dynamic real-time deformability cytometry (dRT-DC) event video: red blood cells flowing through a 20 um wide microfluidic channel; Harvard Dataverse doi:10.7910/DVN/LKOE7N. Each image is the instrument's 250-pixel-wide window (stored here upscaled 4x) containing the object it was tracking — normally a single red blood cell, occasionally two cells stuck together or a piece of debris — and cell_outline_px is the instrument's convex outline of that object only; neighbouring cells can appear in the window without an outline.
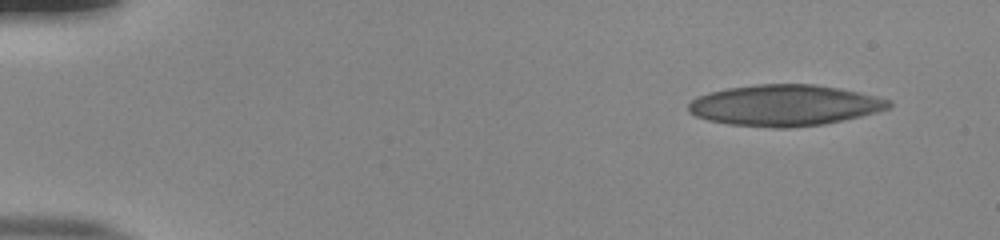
{"species": "human", "species_latin": "Homo sapiens", "temperature_condition": "room temperature", "stored_images_in_passage": 49, "camera_frame_rate_fps": 3000, "um_per_image_px": 0.085, "donor": {"sex": "male"}, "frame": {"image": 1, "passage_image": 1, "time_ms": 0.0, "image_size_px": [1000, 240], "cell_outline_px": [[892, 104], [888, 108], [876, 112], [860, 116], [824, 124], [788, 128], [772, 128], [728, 124], [708, 120], [696, 116], [688, 112], [688, 104], [696, 96], [708, 92], [728, 88], [756, 84], [816, 84], [840, 88], [860, 92], [892, 100]], "centroid_in_image_um": [66.67, 8.95], "position_along_channel_um": 18.3, "area_um2": 48.21}}
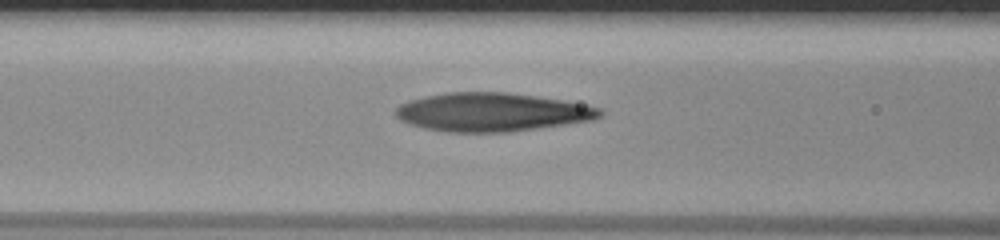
{"frame": {"image": 2, "passage_image": 19, "time_ms": 6.0, "image_size_px": [1000, 240], "cell_outline_px": [[604, 112], [600, 116], [592, 120], [508, 132], [448, 132], [424, 128], [408, 124], [400, 120], [396, 116], [396, 108], [400, 104], [408, 100], [448, 92], [504, 92], [560, 100], [600, 108]], "centroid_in_image_um": [41.75, 9.54], "position_along_channel_um": 124.9, "area_um2": 45.37}}
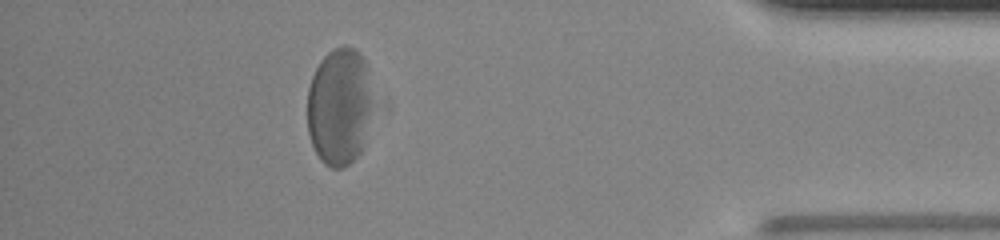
{"frame": {"image": 3, "passage_image": 44, "time_ms": 14.333, "image_size_px": [1000, 240], "cell_outline_px": [[376, 108], [360, 152], [344, 168], [332, 168], [324, 164], [320, 160], [312, 144], [308, 132], [308, 88], [312, 76], [320, 60], [332, 48], [344, 44], [360, 52], [364, 60], [376, 104]], "centroid_in_image_um": [28.89, 9.04], "position_along_channel_um": 406.3, "area_um2": 45.89}, "authors_computed_cell_mechanics": {"area_um2": 46.8758, "velocity_mm_per_s": 3.8346, "shape_relaxation_time_tau1_ms": 4.8265, "shape_relaxation_time_tau2_ms": 1.7932, "deformation_change_tau1": 0.2015, "deformation_change_tau2": 0.1282}}